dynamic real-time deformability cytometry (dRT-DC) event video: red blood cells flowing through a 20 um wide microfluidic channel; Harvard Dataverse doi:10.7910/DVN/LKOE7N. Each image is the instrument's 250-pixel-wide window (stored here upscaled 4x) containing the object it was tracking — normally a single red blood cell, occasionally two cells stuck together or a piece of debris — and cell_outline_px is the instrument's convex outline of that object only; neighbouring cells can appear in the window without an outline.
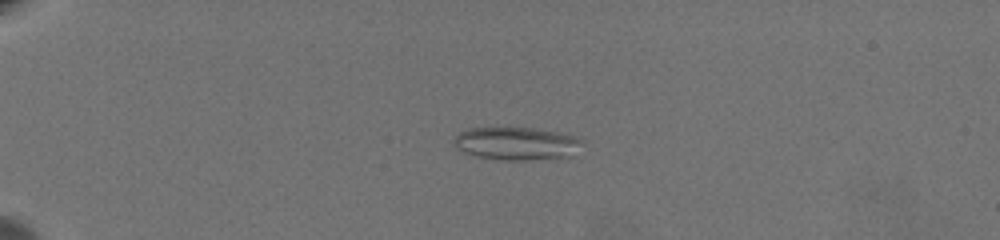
{"species": "common noctule bat (a hibernating species)", "species_latin": "Nyctalus noctula", "temperature_condition": "warm", "stored_images_in_passage": 63, "camera_frame_rate_fps": 3000, "um_per_image_px": 0.085, "animal": {"sex": "female", "body_mass_g": 19.5, "forearm_length_mm": 54.1}, "frame": {"image": 1, "passage_image": 18, "time_ms": 5.667, "image_size_px": [1000, 240], "cell_outline_px": [[576, 140], [568, 156], [524, 160], [504, 160], [480, 156], [468, 152], [460, 148], [456, 144], [456, 136], [460, 132], [472, 128], [528, 128], [552, 132], [568, 136]], "centroid_in_image_um": [43.74, 12.19], "position_along_channel_um": 41.3, "area_um2": 22.6}}
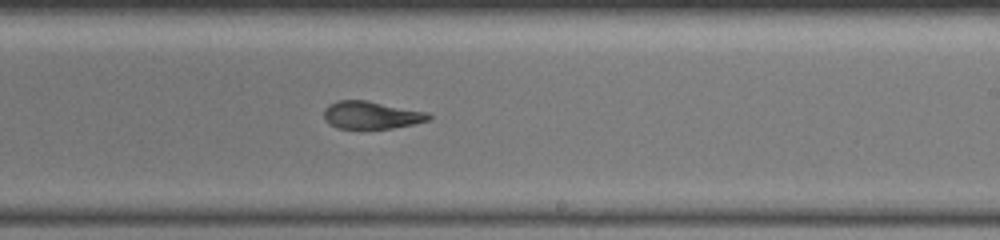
{"frame": {"image": 2, "passage_image": 42, "time_ms": 13.667, "image_size_px": [1000, 240], "cell_outline_px": [[432, 116], [428, 120], [412, 124], [392, 128], [336, 128], [328, 124], [324, 116], [324, 108], [328, 104], [336, 100], [368, 100], [428, 112]], "centroid_in_image_um": [31.53, 9.76], "position_along_channel_um": 257.5, "area_um2": 16.94}}
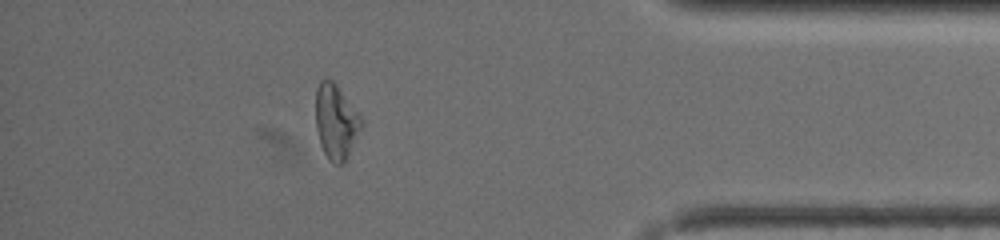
{"frame": {"image": 3, "passage_image": 57, "time_ms": 18.667, "image_size_px": [1000, 240], "cell_outline_px": [[364, 124], [344, 160], [340, 164], [332, 164], [328, 160], [320, 144], [316, 128], [316, 88], [320, 80], [332, 80], [336, 84], [360, 116]], "centroid_in_image_um": [28.53, 10.34], "position_along_channel_um": 406.7, "area_um2": 19.54}, "authors_computed_cell_mechanics": {"area_um2": 19.5942, "velocity_mm_per_s": 3.5261, "shape_relaxation_time_tau1_ms": 7.7057, "shape_relaxation_time_tau2_ms": 2.9357, "deformation_change_tau1": 0.2036, "deformation_change_tau2": 0.1083}}